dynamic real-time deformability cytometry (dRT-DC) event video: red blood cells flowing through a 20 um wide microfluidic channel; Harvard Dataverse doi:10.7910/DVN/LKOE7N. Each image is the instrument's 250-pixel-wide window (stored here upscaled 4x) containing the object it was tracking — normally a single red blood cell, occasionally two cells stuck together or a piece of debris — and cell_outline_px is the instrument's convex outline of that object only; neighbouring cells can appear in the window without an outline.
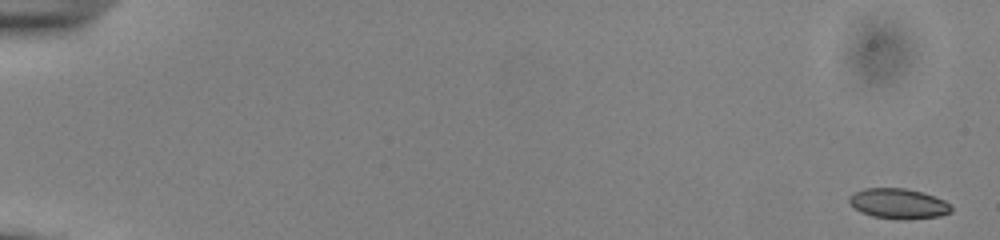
{"species": "common noctule bat (a hibernating species)", "species_latin": "Nyctalus noctula", "temperature_condition": "cold", "stored_images_in_passage": 54, "camera_frame_rate_fps": 3000, "um_per_image_px": 0.085, "animal": {"sex": "male", "body_mass_g": 13.0, "forearm_length_mm": 53.1}, "frame": {"image": 1, "passage_image": 1, "time_ms": 0.0, "image_size_px": [1000, 240], "cell_outline_px": [[952, 212], [940, 216], [908, 220], [896, 220], [872, 216], [860, 212], [848, 200], [848, 196], [864, 188], [904, 188], [924, 192], [944, 200], [952, 204]], "centroid_in_image_um": [76.41, 17.32], "position_along_channel_um": 8.6, "area_um2": 18.26}}
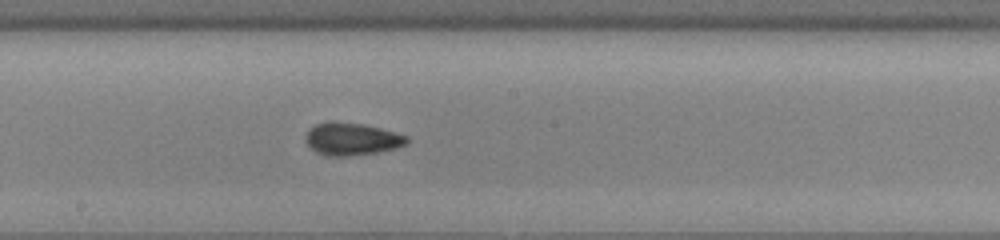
{"frame": {"image": 2, "passage_image": 31, "time_ms": 10.0, "image_size_px": [1000, 240], "cell_outline_px": [[408, 144], [396, 148], [380, 152], [348, 156], [328, 156], [312, 148], [304, 140], [304, 136], [308, 128], [316, 124], [328, 120], [332, 120], [364, 124], [380, 128], [408, 136]], "centroid_in_image_um": [29.89, 11.79], "position_along_channel_um": 218.3, "area_um2": 19.42}}
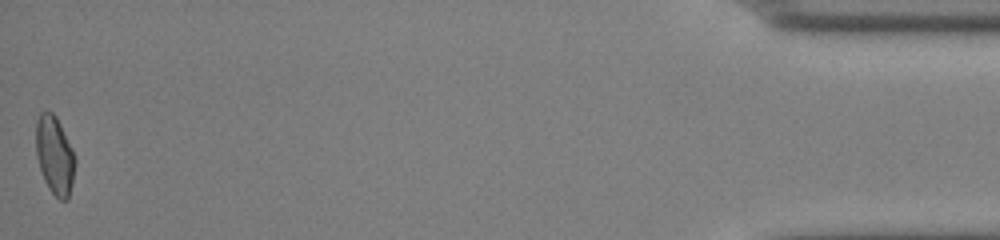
{"frame": {"image": 3, "passage_image": 54, "time_ms": 17.667, "image_size_px": [1000, 240], "cell_outline_px": [[76, 164], [72, 184], [68, 200], [60, 200], [48, 188], [44, 180], [36, 156], [36, 120], [40, 112], [52, 112], [56, 116], [76, 156]], "centroid_in_image_um": [4.66, 13.21], "position_along_channel_um": 430.5, "area_um2": 17.98}, "authors_computed_cell_mechanics": {"area_um2": 18.2937, "velocity_mm_per_s": 3.8917, "shape_relaxation_time_tau1_ms": 6.1753, "shape_relaxation_time_tau2_ms": 2.2561, "deformation_change_tau1": 0.1267, "deformation_change_tau2": 0.0571}}